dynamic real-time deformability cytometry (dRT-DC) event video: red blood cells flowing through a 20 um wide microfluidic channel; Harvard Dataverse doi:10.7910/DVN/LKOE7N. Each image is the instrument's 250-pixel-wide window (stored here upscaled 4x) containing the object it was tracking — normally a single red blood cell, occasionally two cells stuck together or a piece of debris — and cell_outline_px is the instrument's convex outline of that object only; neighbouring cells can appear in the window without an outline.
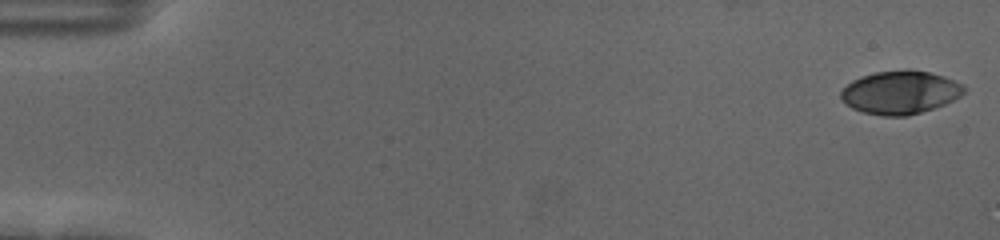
{"species": "human", "species_latin": "Homo sapiens", "temperature_condition": "cold", "stored_images_in_passage": 57, "camera_frame_rate_fps": 3000, "um_per_image_px": 0.085, "donor": {"sex": "female"}, "frame": {"image": 1, "passage_image": 1, "time_ms": 0.0, "image_size_px": [1000, 240], "cell_outline_px": [[964, 92], [960, 96], [944, 104], [908, 116], [884, 116], [864, 112], [852, 108], [844, 104], [840, 100], [840, 92], [852, 80], [860, 76], [876, 72], [904, 68], [908, 68], [928, 72], [944, 76], [964, 84]], "centroid_in_image_um": [76.49, 7.83], "position_along_channel_um": 8.5, "area_um2": 31.21}}
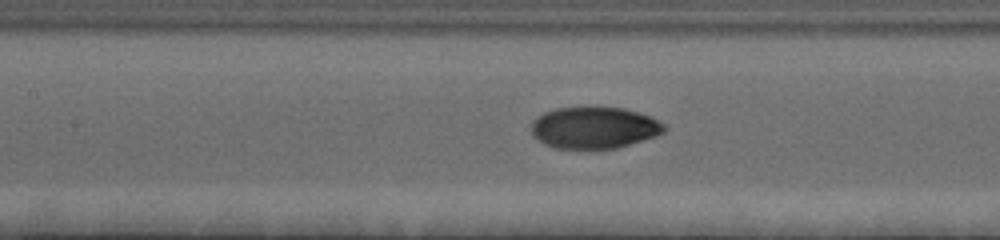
{"frame": {"image": 2, "passage_image": 27, "time_ms": 8.667, "image_size_px": [1000, 240], "cell_outline_px": [[668, 128], [664, 132], [656, 136], [616, 148], [552, 148], [544, 144], [532, 136], [532, 120], [536, 116], [544, 112], [556, 108], [592, 104], [624, 108], [652, 116], [664, 124]], "centroid_in_image_um": [50.5, 10.8], "position_along_channel_um": 156.9, "area_um2": 33.23}}
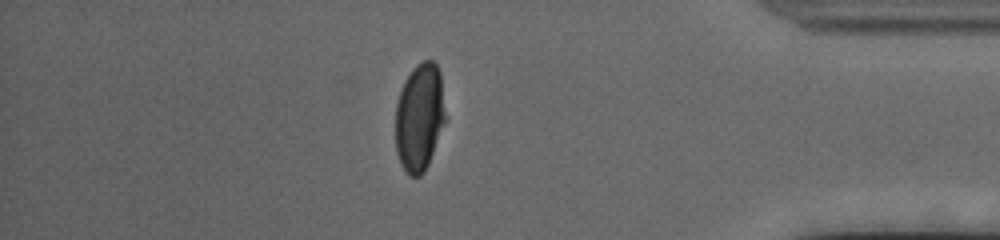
{"frame": {"image": 3, "passage_image": 50, "time_ms": 16.333, "image_size_px": [1000, 240], "cell_outline_px": [[448, 120], [428, 164], [424, 172], [420, 176], [408, 176], [396, 152], [396, 104], [404, 80], [412, 68], [416, 64], [424, 60], [432, 60], [436, 64], [440, 72]], "centroid_in_image_um": [35.7, 9.95], "position_along_channel_um": 399.5, "area_um2": 32.02}, "authors_computed_cell_mechanics": {"area_um2": 32.7148, "velocity_mm_per_s": 3.5616, "shape_relaxation_time_tau1_ms": 4.3163, "shape_relaxation_time_tau2_ms": null, "deformation_change_tau1": 0.1714, "deformation_change_tau2": null}}